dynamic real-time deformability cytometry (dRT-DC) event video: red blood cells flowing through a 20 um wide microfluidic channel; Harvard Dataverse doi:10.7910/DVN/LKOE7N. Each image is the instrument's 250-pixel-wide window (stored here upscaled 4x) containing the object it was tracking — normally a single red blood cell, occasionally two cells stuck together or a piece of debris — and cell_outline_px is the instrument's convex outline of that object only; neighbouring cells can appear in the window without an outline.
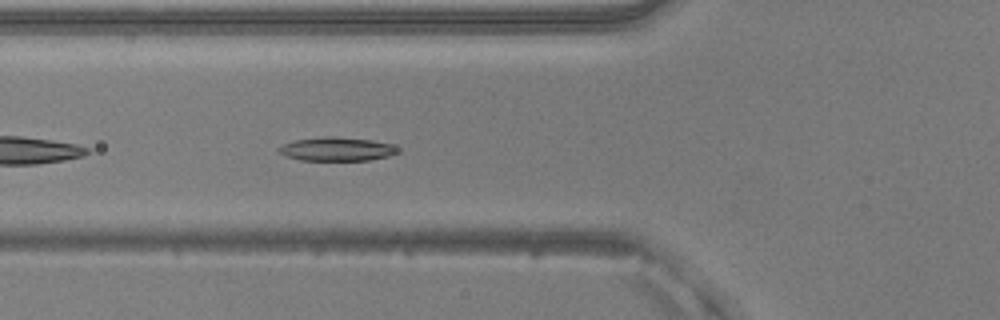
{"species": "common noctule bat (a hibernating species)", "species_latin": "Nyctalus noctula", "temperature_condition": "warm", "stored_images_in_passage": 37, "camera_frame_rate_fps": 3000, "um_per_image_px": 0.085, "animal": {"sex": "male", "body_mass_g": 20.5, "forearm_length_mm": 52.5}, "frame": {"image": 1, "passage_image": 5, "time_ms": 1.333, "image_size_px": [1000, 320], "cell_outline_px": [[400, 152], [388, 156], [368, 160], [300, 160], [288, 156], [280, 152], [276, 148], [284, 144], [296, 140], [328, 136], [332, 136], [372, 140], [392, 144], [400, 148]], "centroid_in_image_um": [28.68, 12.67], "position_along_channel_um": 97.1, "area_um2": 16.3}}
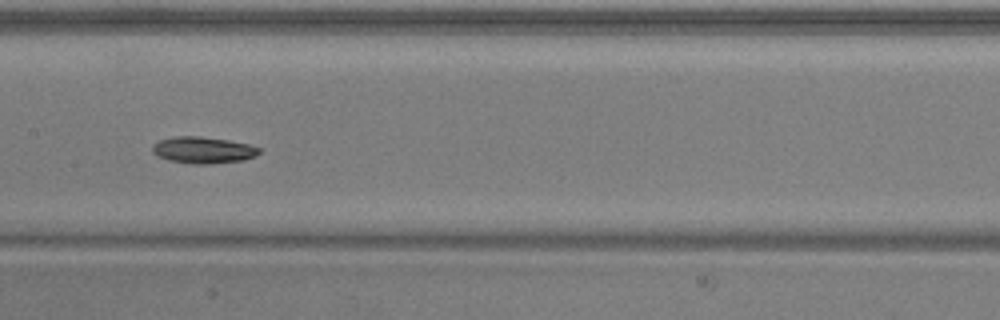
{"frame": {"image": 2, "passage_image": 12, "time_ms": 3.667, "image_size_px": [1000, 320], "cell_outline_px": [[260, 152], [256, 156], [244, 160], [208, 164], [192, 164], [168, 160], [156, 156], [152, 152], [152, 148], [160, 140], [176, 136], [200, 136], [228, 140], [248, 144], [260, 148]], "centroid_in_image_um": [17.27, 12.76], "position_along_channel_um": 190.1, "area_um2": 16.53}}
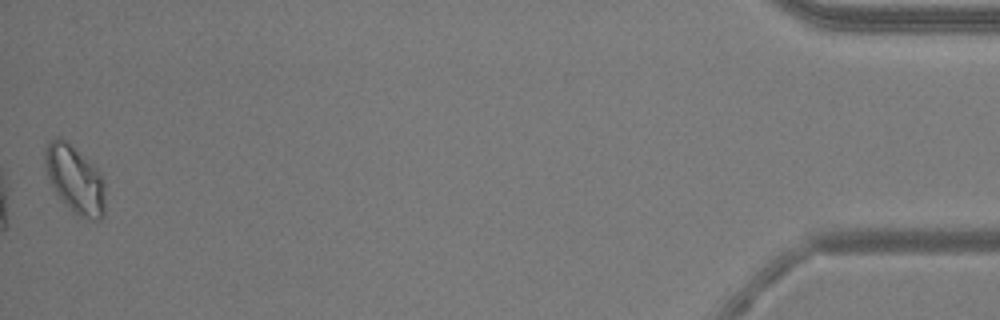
{"frame": {"image": 3, "passage_image": 37, "time_ms": 12.0, "image_size_px": [1000, 320], "cell_outline_px": [[104, 216], [100, 220], [92, 220], [80, 216], [56, 192], [48, 176], [44, 164], [44, 148], [56, 136], [60, 136], [92, 164], [100, 172], [104, 188]], "centroid_in_image_um": [6.37, 15.22], "position_along_channel_um": 428.8, "area_um2": 23.0}, "authors_computed_cell_mechanics": {"area_um2": 16.5308, "velocity_mm_per_s": 3.9537, "shape_relaxation_time_tau1_ms": 2.873, "shape_relaxation_time_tau2_ms": null, "deformation_change_tau1": 0.0971, "deformation_change_tau2": null}}